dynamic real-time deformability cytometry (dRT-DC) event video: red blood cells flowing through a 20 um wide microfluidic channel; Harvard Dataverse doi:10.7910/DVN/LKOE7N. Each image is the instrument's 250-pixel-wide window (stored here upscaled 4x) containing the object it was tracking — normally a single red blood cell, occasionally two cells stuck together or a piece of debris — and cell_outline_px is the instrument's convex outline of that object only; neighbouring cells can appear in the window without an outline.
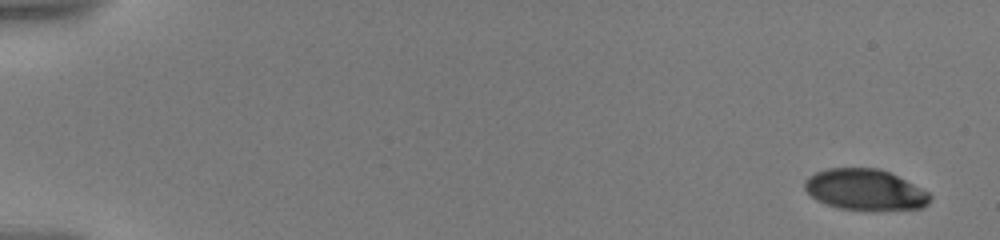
{"species": "human", "species_latin": "Homo sapiens", "temperature_condition": "warm", "stored_images_in_passage": 24, "camera_frame_rate_fps": 3000, "um_per_image_px": 0.085, "donor": {"sex": "male"}, "frame": {"image": 1, "passage_image": 1, "time_ms": 0.0, "image_size_px": [1000, 240], "cell_outline_px": [[932, 196], [928, 204], [924, 208], [876, 212], [872, 212], [840, 208], [824, 204], [816, 200], [804, 188], [804, 180], [808, 176], [816, 172], [828, 168], [876, 168], [888, 172], [928, 192]], "centroid_in_image_um": [73.53, 16.17], "position_along_channel_um": 11.5, "area_um2": 30.4}}